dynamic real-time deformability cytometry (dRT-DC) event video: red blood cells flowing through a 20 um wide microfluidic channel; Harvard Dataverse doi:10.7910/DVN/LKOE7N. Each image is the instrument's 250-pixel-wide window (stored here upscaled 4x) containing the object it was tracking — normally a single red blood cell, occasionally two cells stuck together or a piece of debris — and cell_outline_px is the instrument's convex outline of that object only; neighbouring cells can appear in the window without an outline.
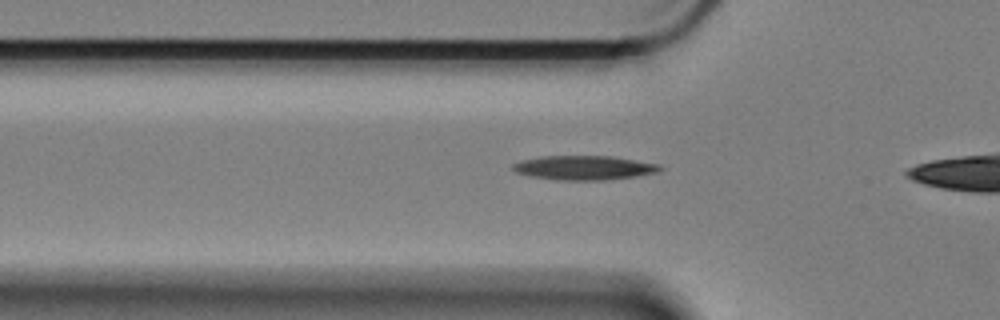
{"species": "Egyptian fruit bat (a non-hibernating species)", "species_latin": "Rousettus aegyptiacus", "temperature_condition": "cold", "stored_images_in_passage": 32, "camera_frame_rate_fps": 3000, "um_per_image_px": 0.085, "animal": {"sex": "female"}, "frame": {"image": 1, "passage_image": 3, "time_ms": 0.667, "image_size_px": [1000, 320], "cell_outline_px": [[664, 168], [656, 172], [636, 176], [604, 180], [556, 180], [532, 176], [516, 172], [512, 168], [512, 164], [524, 160], [540, 156], [612, 156], [656, 164]], "centroid_in_image_um": [49.62, 14.26], "position_along_channel_um": 76.2, "area_um2": 20.52}}
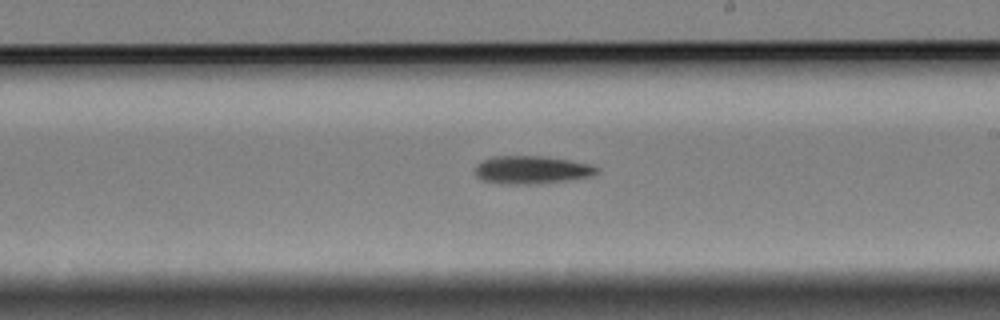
{"frame": {"image": 2, "passage_image": 18, "time_ms": 5.667, "image_size_px": [1000, 320], "cell_outline_px": [[600, 172], [592, 176], [568, 180], [536, 184], [504, 184], [480, 180], [476, 176], [476, 164], [492, 156], [540, 156], [568, 160], [592, 164], [600, 168]], "centroid_in_image_um": [45.22, 14.44], "position_along_channel_um": 243.8, "area_um2": 20.0}}
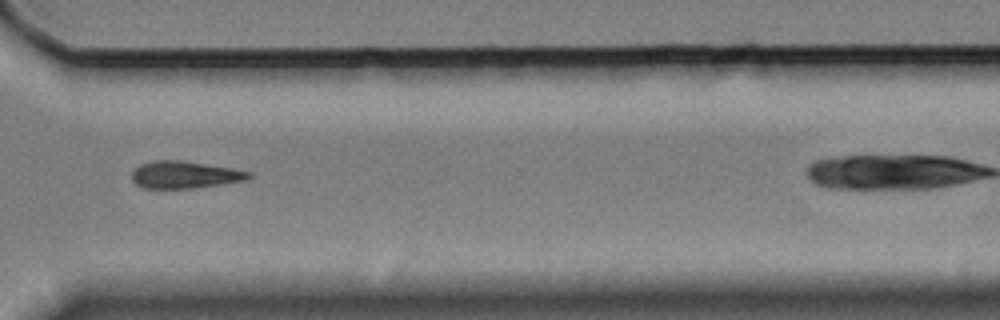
{"frame": {"image": 3, "passage_image": 28, "time_ms": 9.0, "image_size_px": [1000, 320], "cell_outline_px": [[252, 176], [248, 180], [224, 184], [192, 188], [144, 188], [136, 184], [132, 180], [132, 172], [140, 164], [152, 160], [180, 160], [232, 168], [252, 172]], "centroid_in_image_um": [15.72, 14.85], "position_along_channel_um": 354.9, "area_um2": 18.61}}